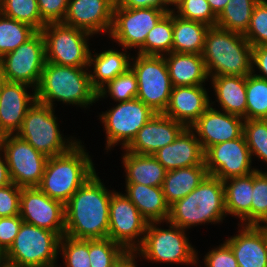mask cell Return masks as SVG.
Returning <instances> with one entry per match:
<instances>
[{
  "label": "cell",
  "mask_w": 267,
  "mask_h": 267,
  "mask_svg": "<svg viewBox=\"0 0 267 267\" xmlns=\"http://www.w3.org/2000/svg\"><path fill=\"white\" fill-rule=\"evenodd\" d=\"M208 175L205 165L167 171L162 184L166 203L171 206L191 193Z\"/></svg>",
  "instance_id": "obj_30"
},
{
  "label": "cell",
  "mask_w": 267,
  "mask_h": 267,
  "mask_svg": "<svg viewBox=\"0 0 267 267\" xmlns=\"http://www.w3.org/2000/svg\"><path fill=\"white\" fill-rule=\"evenodd\" d=\"M0 13L41 31L46 23L40 16L37 0H0Z\"/></svg>",
  "instance_id": "obj_36"
},
{
  "label": "cell",
  "mask_w": 267,
  "mask_h": 267,
  "mask_svg": "<svg viewBox=\"0 0 267 267\" xmlns=\"http://www.w3.org/2000/svg\"><path fill=\"white\" fill-rule=\"evenodd\" d=\"M169 229H161L149 222L142 245L136 250L142 257L155 262L198 264L197 253L185 235V229L167 221ZM197 260V261H196Z\"/></svg>",
  "instance_id": "obj_8"
},
{
  "label": "cell",
  "mask_w": 267,
  "mask_h": 267,
  "mask_svg": "<svg viewBox=\"0 0 267 267\" xmlns=\"http://www.w3.org/2000/svg\"><path fill=\"white\" fill-rule=\"evenodd\" d=\"M267 224V172H253L251 225Z\"/></svg>",
  "instance_id": "obj_42"
},
{
  "label": "cell",
  "mask_w": 267,
  "mask_h": 267,
  "mask_svg": "<svg viewBox=\"0 0 267 267\" xmlns=\"http://www.w3.org/2000/svg\"><path fill=\"white\" fill-rule=\"evenodd\" d=\"M97 93V101L99 98H104L105 95L107 96V93L116 102L132 100L136 98L138 93L137 76L133 70L129 68L124 74L118 75L116 78L109 81Z\"/></svg>",
  "instance_id": "obj_38"
},
{
  "label": "cell",
  "mask_w": 267,
  "mask_h": 267,
  "mask_svg": "<svg viewBox=\"0 0 267 267\" xmlns=\"http://www.w3.org/2000/svg\"><path fill=\"white\" fill-rule=\"evenodd\" d=\"M210 26L179 17L173 10V45L177 53L202 54L205 35Z\"/></svg>",
  "instance_id": "obj_32"
},
{
  "label": "cell",
  "mask_w": 267,
  "mask_h": 267,
  "mask_svg": "<svg viewBox=\"0 0 267 267\" xmlns=\"http://www.w3.org/2000/svg\"><path fill=\"white\" fill-rule=\"evenodd\" d=\"M168 56V57H167ZM173 87L203 85L208 80L202 54L171 52L164 55Z\"/></svg>",
  "instance_id": "obj_25"
},
{
  "label": "cell",
  "mask_w": 267,
  "mask_h": 267,
  "mask_svg": "<svg viewBox=\"0 0 267 267\" xmlns=\"http://www.w3.org/2000/svg\"><path fill=\"white\" fill-rule=\"evenodd\" d=\"M244 118L215 110L212 105L190 127L197 134L203 151L243 134Z\"/></svg>",
  "instance_id": "obj_19"
},
{
  "label": "cell",
  "mask_w": 267,
  "mask_h": 267,
  "mask_svg": "<svg viewBox=\"0 0 267 267\" xmlns=\"http://www.w3.org/2000/svg\"><path fill=\"white\" fill-rule=\"evenodd\" d=\"M115 0H69L62 23L93 35L110 33Z\"/></svg>",
  "instance_id": "obj_18"
},
{
  "label": "cell",
  "mask_w": 267,
  "mask_h": 267,
  "mask_svg": "<svg viewBox=\"0 0 267 267\" xmlns=\"http://www.w3.org/2000/svg\"><path fill=\"white\" fill-rule=\"evenodd\" d=\"M147 226L148 221L127 196L113 191L109 207L108 238L126 251H136L143 243L142 235H145Z\"/></svg>",
  "instance_id": "obj_14"
},
{
  "label": "cell",
  "mask_w": 267,
  "mask_h": 267,
  "mask_svg": "<svg viewBox=\"0 0 267 267\" xmlns=\"http://www.w3.org/2000/svg\"><path fill=\"white\" fill-rule=\"evenodd\" d=\"M211 104L203 85L173 87L163 114L190 128Z\"/></svg>",
  "instance_id": "obj_22"
},
{
  "label": "cell",
  "mask_w": 267,
  "mask_h": 267,
  "mask_svg": "<svg viewBox=\"0 0 267 267\" xmlns=\"http://www.w3.org/2000/svg\"><path fill=\"white\" fill-rule=\"evenodd\" d=\"M60 238L56 232L22 222L5 258L24 267H57Z\"/></svg>",
  "instance_id": "obj_7"
},
{
  "label": "cell",
  "mask_w": 267,
  "mask_h": 267,
  "mask_svg": "<svg viewBox=\"0 0 267 267\" xmlns=\"http://www.w3.org/2000/svg\"><path fill=\"white\" fill-rule=\"evenodd\" d=\"M153 156L167 171L204 164V151L195 132L185 128L179 136Z\"/></svg>",
  "instance_id": "obj_24"
},
{
  "label": "cell",
  "mask_w": 267,
  "mask_h": 267,
  "mask_svg": "<svg viewBox=\"0 0 267 267\" xmlns=\"http://www.w3.org/2000/svg\"><path fill=\"white\" fill-rule=\"evenodd\" d=\"M155 114L138 98L119 102L115 108L105 111L100 118L106 131V149L110 150L118 142L125 149Z\"/></svg>",
  "instance_id": "obj_11"
},
{
  "label": "cell",
  "mask_w": 267,
  "mask_h": 267,
  "mask_svg": "<svg viewBox=\"0 0 267 267\" xmlns=\"http://www.w3.org/2000/svg\"><path fill=\"white\" fill-rule=\"evenodd\" d=\"M58 126L53 108L36 101L28 109L17 135L49 158L66 153L78 143L62 137Z\"/></svg>",
  "instance_id": "obj_6"
},
{
  "label": "cell",
  "mask_w": 267,
  "mask_h": 267,
  "mask_svg": "<svg viewBox=\"0 0 267 267\" xmlns=\"http://www.w3.org/2000/svg\"><path fill=\"white\" fill-rule=\"evenodd\" d=\"M4 82H5L4 70H3V64H2V61L0 58V89H1Z\"/></svg>",
  "instance_id": "obj_55"
},
{
  "label": "cell",
  "mask_w": 267,
  "mask_h": 267,
  "mask_svg": "<svg viewBox=\"0 0 267 267\" xmlns=\"http://www.w3.org/2000/svg\"><path fill=\"white\" fill-rule=\"evenodd\" d=\"M243 135L251 157L257 155L267 163V119L244 120Z\"/></svg>",
  "instance_id": "obj_40"
},
{
  "label": "cell",
  "mask_w": 267,
  "mask_h": 267,
  "mask_svg": "<svg viewBox=\"0 0 267 267\" xmlns=\"http://www.w3.org/2000/svg\"><path fill=\"white\" fill-rule=\"evenodd\" d=\"M125 152L122 163L125 167L126 183L162 187L167 170L153 155Z\"/></svg>",
  "instance_id": "obj_28"
},
{
  "label": "cell",
  "mask_w": 267,
  "mask_h": 267,
  "mask_svg": "<svg viewBox=\"0 0 267 267\" xmlns=\"http://www.w3.org/2000/svg\"><path fill=\"white\" fill-rule=\"evenodd\" d=\"M258 1L229 0L217 16L215 26L244 35L249 28L254 7Z\"/></svg>",
  "instance_id": "obj_33"
},
{
  "label": "cell",
  "mask_w": 267,
  "mask_h": 267,
  "mask_svg": "<svg viewBox=\"0 0 267 267\" xmlns=\"http://www.w3.org/2000/svg\"><path fill=\"white\" fill-rule=\"evenodd\" d=\"M80 142L66 153L48 158L43 177L37 186L51 199L64 205L96 173L90 156Z\"/></svg>",
  "instance_id": "obj_4"
},
{
  "label": "cell",
  "mask_w": 267,
  "mask_h": 267,
  "mask_svg": "<svg viewBox=\"0 0 267 267\" xmlns=\"http://www.w3.org/2000/svg\"><path fill=\"white\" fill-rule=\"evenodd\" d=\"M137 254V251H125L115 262L114 267H136L135 258Z\"/></svg>",
  "instance_id": "obj_51"
},
{
  "label": "cell",
  "mask_w": 267,
  "mask_h": 267,
  "mask_svg": "<svg viewBox=\"0 0 267 267\" xmlns=\"http://www.w3.org/2000/svg\"><path fill=\"white\" fill-rule=\"evenodd\" d=\"M125 251L110 238L89 240L90 267H114Z\"/></svg>",
  "instance_id": "obj_39"
},
{
  "label": "cell",
  "mask_w": 267,
  "mask_h": 267,
  "mask_svg": "<svg viewBox=\"0 0 267 267\" xmlns=\"http://www.w3.org/2000/svg\"><path fill=\"white\" fill-rule=\"evenodd\" d=\"M5 258V252L0 247V260Z\"/></svg>",
  "instance_id": "obj_58"
},
{
  "label": "cell",
  "mask_w": 267,
  "mask_h": 267,
  "mask_svg": "<svg viewBox=\"0 0 267 267\" xmlns=\"http://www.w3.org/2000/svg\"><path fill=\"white\" fill-rule=\"evenodd\" d=\"M66 267H90L89 240L63 235L59 242Z\"/></svg>",
  "instance_id": "obj_41"
},
{
  "label": "cell",
  "mask_w": 267,
  "mask_h": 267,
  "mask_svg": "<svg viewBox=\"0 0 267 267\" xmlns=\"http://www.w3.org/2000/svg\"><path fill=\"white\" fill-rule=\"evenodd\" d=\"M137 55L130 64L138 81L136 98L155 113H164L173 89L164 56Z\"/></svg>",
  "instance_id": "obj_10"
},
{
  "label": "cell",
  "mask_w": 267,
  "mask_h": 267,
  "mask_svg": "<svg viewBox=\"0 0 267 267\" xmlns=\"http://www.w3.org/2000/svg\"><path fill=\"white\" fill-rule=\"evenodd\" d=\"M88 67L61 66L46 61L36 88V100L53 108L54 101L87 107L97 101Z\"/></svg>",
  "instance_id": "obj_3"
},
{
  "label": "cell",
  "mask_w": 267,
  "mask_h": 267,
  "mask_svg": "<svg viewBox=\"0 0 267 267\" xmlns=\"http://www.w3.org/2000/svg\"><path fill=\"white\" fill-rule=\"evenodd\" d=\"M206 267H239L231 247L224 242L209 251L204 258Z\"/></svg>",
  "instance_id": "obj_47"
},
{
  "label": "cell",
  "mask_w": 267,
  "mask_h": 267,
  "mask_svg": "<svg viewBox=\"0 0 267 267\" xmlns=\"http://www.w3.org/2000/svg\"><path fill=\"white\" fill-rule=\"evenodd\" d=\"M175 7L176 15L183 19L198 21L210 27L216 25L217 16L207 0H182Z\"/></svg>",
  "instance_id": "obj_43"
},
{
  "label": "cell",
  "mask_w": 267,
  "mask_h": 267,
  "mask_svg": "<svg viewBox=\"0 0 267 267\" xmlns=\"http://www.w3.org/2000/svg\"><path fill=\"white\" fill-rule=\"evenodd\" d=\"M0 156L2 157L1 153ZM1 157H0V188L12 183L5 156L3 155V158Z\"/></svg>",
  "instance_id": "obj_52"
},
{
  "label": "cell",
  "mask_w": 267,
  "mask_h": 267,
  "mask_svg": "<svg viewBox=\"0 0 267 267\" xmlns=\"http://www.w3.org/2000/svg\"><path fill=\"white\" fill-rule=\"evenodd\" d=\"M171 9L124 8L114 6L113 22L109 33L112 40L126 50L140 48L150 30Z\"/></svg>",
  "instance_id": "obj_15"
},
{
  "label": "cell",
  "mask_w": 267,
  "mask_h": 267,
  "mask_svg": "<svg viewBox=\"0 0 267 267\" xmlns=\"http://www.w3.org/2000/svg\"><path fill=\"white\" fill-rule=\"evenodd\" d=\"M118 50L109 49L102 53L90 52L89 67L93 64V73L89 74L92 87L98 92L109 81L124 74L130 68V56Z\"/></svg>",
  "instance_id": "obj_31"
},
{
  "label": "cell",
  "mask_w": 267,
  "mask_h": 267,
  "mask_svg": "<svg viewBox=\"0 0 267 267\" xmlns=\"http://www.w3.org/2000/svg\"><path fill=\"white\" fill-rule=\"evenodd\" d=\"M247 120L267 119V80L253 74L246 77Z\"/></svg>",
  "instance_id": "obj_37"
},
{
  "label": "cell",
  "mask_w": 267,
  "mask_h": 267,
  "mask_svg": "<svg viewBox=\"0 0 267 267\" xmlns=\"http://www.w3.org/2000/svg\"><path fill=\"white\" fill-rule=\"evenodd\" d=\"M202 57L209 77L255 73L253 48L244 35L217 26L206 32Z\"/></svg>",
  "instance_id": "obj_2"
},
{
  "label": "cell",
  "mask_w": 267,
  "mask_h": 267,
  "mask_svg": "<svg viewBox=\"0 0 267 267\" xmlns=\"http://www.w3.org/2000/svg\"><path fill=\"white\" fill-rule=\"evenodd\" d=\"M2 152L12 183L19 187H37L40 184L47 156L35 150L17 134L5 135Z\"/></svg>",
  "instance_id": "obj_13"
},
{
  "label": "cell",
  "mask_w": 267,
  "mask_h": 267,
  "mask_svg": "<svg viewBox=\"0 0 267 267\" xmlns=\"http://www.w3.org/2000/svg\"><path fill=\"white\" fill-rule=\"evenodd\" d=\"M19 215L23 222L65 234V205L38 187H21Z\"/></svg>",
  "instance_id": "obj_17"
},
{
  "label": "cell",
  "mask_w": 267,
  "mask_h": 267,
  "mask_svg": "<svg viewBox=\"0 0 267 267\" xmlns=\"http://www.w3.org/2000/svg\"><path fill=\"white\" fill-rule=\"evenodd\" d=\"M5 134L0 130V152L3 148V141H4Z\"/></svg>",
  "instance_id": "obj_57"
},
{
  "label": "cell",
  "mask_w": 267,
  "mask_h": 267,
  "mask_svg": "<svg viewBox=\"0 0 267 267\" xmlns=\"http://www.w3.org/2000/svg\"><path fill=\"white\" fill-rule=\"evenodd\" d=\"M239 234L225 242L231 247L239 267H267L266 225H244Z\"/></svg>",
  "instance_id": "obj_23"
},
{
  "label": "cell",
  "mask_w": 267,
  "mask_h": 267,
  "mask_svg": "<svg viewBox=\"0 0 267 267\" xmlns=\"http://www.w3.org/2000/svg\"><path fill=\"white\" fill-rule=\"evenodd\" d=\"M69 0H37L40 16L48 23L63 22Z\"/></svg>",
  "instance_id": "obj_46"
},
{
  "label": "cell",
  "mask_w": 267,
  "mask_h": 267,
  "mask_svg": "<svg viewBox=\"0 0 267 267\" xmlns=\"http://www.w3.org/2000/svg\"><path fill=\"white\" fill-rule=\"evenodd\" d=\"M37 30L31 25L0 13V58L29 40Z\"/></svg>",
  "instance_id": "obj_35"
},
{
  "label": "cell",
  "mask_w": 267,
  "mask_h": 267,
  "mask_svg": "<svg viewBox=\"0 0 267 267\" xmlns=\"http://www.w3.org/2000/svg\"><path fill=\"white\" fill-rule=\"evenodd\" d=\"M41 33L45 40L46 61L61 66L89 67L90 50L86 31L62 22L46 24Z\"/></svg>",
  "instance_id": "obj_9"
},
{
  "label": "cell",
  "mask_w": 267,
  "mask_h": 267,
  "mask_svg": "<svg viewBox=\"0 0 267 267\" xmlns=\"http://www.w3.org/2000/svg\"><path fill=\"white\" fill-rule=\"evenodd\" d=\"M186 127L163 113H156L138 132L126 151L153 155L171 144Z\"/></svg>",
  "instance_id": "obj_20"
},
{
  "label": "cell",
  "mask_w": 267,
  "mask_h": 267,
  "mask_svg": "<svg viewBox=\"0 0 267 267\" xmlns=\"http://www.w3.org/2000/svg\"><path fill=\"white\" fill-rule=\"evenodd\" d=\"M23 83L5 81L0 89V130L5 135L17 134L28 109L37 101L36 91L28 94Z\"/></svg>",
  "instance_id": "obj_21"
},
{
  "label": "cell",
  "mask_w": 267,
  "mask_h": 267,
  "mask_svg": "<svg viewBox=\"0 0 267 267\" xmlns=\"http://www.w3.org/2000/svg\"><path fill=\"white\" fill-rule=\"evenodd\" d=\"M173 9L166 13L150 30L145 43L138 49L140 55L164 56L172 52Z\"/></svg>",
  "instance_id": "obj_34"
},
{
  "label": "cell",
  "mask_w": 267,
  "mask_h": 267,
  "mask_svg": "<svg viewBox=\"0 0 267 267\" xmlns=\"http://www.w3.org/2000/svg\"><path fill=\"white\" fill-rule=\"evenodd\" d=\"M244 37L252 47L267 45V1L259 0L254 7L250 25Z\"/></svg>",
  "instance_id": "obj_44"
},
{
  "label": "cell",
  "mask_w": 267,
  "mask_h": 267,
  "mask_svg": "<svg viewBox=\"0 0 267 267\" xmlns=\"http://www.w3.org/2000/svg\"><path fill=\"white\" fill-rule=\"evenodd\" d=\"M251 163L252 157L243 134L239 138L216 144L204 151V164L208 175L222 181L256 171L257 169H251Z\"/></svg>",
  "instance_id": "obj_16"
},
{
  "label": "cell",
  "mask_w": 267,
  "mask_h": 267,
  "mask_svg": "<svg viewBox=\"0 0 267 267\" xmlns=\"http://www.w3.org/2000/svg\"><path fill=\"white\" fill-rule=\"evenodd\" d=\"M226 215L223 181L207 175L191 193L170 206L167 221L186 230L193 225L222 222Z\"/></svg>",
  "instance_id": "obj_5"
},
{
  "label": "cell",
  "mask_w": 267,
  "mask_h": 267,
  "mask_svg": "<svg viewBox=\"0 0 267 267\" xmlns=\"http://www.w3.org/2000/svg\"><path fill=\"white\" fill-rule=\"evenodd\" d=\"M166 1V4L167 6H171V5H174L176 6L179 2H181L182 0H165Z\"/></svg>",
  "instance_id": "obj_56"
},
{
  "label": "cell",
  "mask_w": 267,
  "mask_h": 267,
  "mask_svg": "<svg viewBox=\"0 0 267 267\" xmlns=\"http://www.w3.org/2000/svg\"><path fill=\"white\" fill-rule=\"evenodd\" d=\"M115 6L124 8L169 9L165 0H115Z\"/></svg>",
  "instance_id": "obj_49"
},
{
  "label": "cell",
  "mask_w": 267,
  "mask_h": 267,
  "mask_svg": "<svg viewBox=\"0 0 267 267\" xmlns=\"http://www.w3.org/2000/svg\"><path fill=\"white\" fill-rule=\"evenodd\" d=\"M210 79L222 111L247 120L246 77L226 75Z\"/></svg>",
  "instance_id": "obj_27"
},
{
  "label": "cell",
  "mask_w": 267,
  "mask_h": 267,
  "mask_svg": "<svg viewBox=\"0 0 267 267\" xmlns=\"http://www.w3.org/2000/svg\"><path fill=\"white\" fill-rule=\"evenodd\" d=\"M213 13L218 16L229 0H207Z\"/></svg>",
  "instance_id": "obj_53"
},
{
  "label": "cell",
  "mask_w": 267,
  "mask_h": 267,
  "mask_svg": "<svg viewBox=\"0 0 267 267\" xmlns=\"http://www.w3.org/2000/svg\"><path fill=\"white\" fill-rule=\"evenodd\" d=\"M223 186L227 214L237 216L244 225H251L253 172L246 176L226 179Z\"/></svg>",
  "instance_id": "obj_29"
},
{
  "label": "cell",
  "mask_w": 267,
  "mask_h": 267,
  "mask_svg": "<svg viewBox=\"0 0 267 267\" xmlns=\"http://www.w3.org/2000/svg\"><path fill=\"white\" fill-rule=\"evenodd\" d=\"M126 196L149 222H167L170 206L166 203L162 187L126 183Z\"/></svg>",
  "instance_id": "obj_26"
},
{
  "label": "cell",
  "mask_w": 267,
  "mask_h": 267,
  "mask_svg": "<svg viewBox=\"0 0 267 267\" xmlns=\"http://www.w3.org/2000/svg\"><path fill=\"white\" fill-rule=\"evenodd\" d=\"M0 267H24L6 258L0 260Z\"/></svg>",
  "instance_id": "obj_54"
},
{
  "label": "cell",
  "mask_w": 267,
  "mask_h": 267,
  "mask_svg": "<svg viewBox=\"0 0 267 267\" xmlns=\"http://www.w3.org/2000/svg\"><path fill=\"white\" fill-rule=\"evenodd\" d=\"M253 48L252 65L259 69L261 74H254L267 80V45L255 46ZM255 65V66H254Z\"/></svg>",
  "instance_id": "obj_50"
},
{
  "label": "cell",
  "mask_w": 267,
  "mask_h": 267,
  "mask_svg": "<svg viewBox=\"0 0 267 267\" xmlns=\"http://www.w3.org/2000/svg\"><path fill=\"white\" fill-rule=\"evenodd\" d=\"M111 190L95 173L65 204V234L76 239H105L109 232Z\"/></svg>",
  "instance_id": "obj_1"
},
{
  "label": "cell",
  "mask_w": 267,
  "mask_h": 267,
  "mask_svg": "<svg viewBox=\"0 0 267 267\" xmlns=\"http://www.w3.org/2000/svg\"><path fill=\"white\" fill-rule=\"evenodd\" d=\"M1 61L5 81L27 84L36 91L46 63L45 40L41 31L3 55Z\"/></svg>",
  "instance_id": "obj_12"
},
{
  "label": "cell",
  "mask_w": 267,
  "mask_h": 267,
  "mask_svg": "<svg viewBox=\"0 0 267 267\" xmlns=\"http://www.w3.org/2000/svg\"><path fill=\"white\" fill-rule=\"evenodd\" d=\"M22 222L20 215L0 217V247L4 252L12 245Z\"/></svg>",
  "instance_id": "obj_48"
},
{
  "label": "cell",
  "mask_w": 267,
  "mask_h": 267,
  "mask_svg": "<svg viewBox=\"0 0 267 267\" xmlns=\"http://www.w3.org/2000/svg\"><path fill=\"white\" fill-rule=\"evenodd\" d=\"M21 187L14 183L0 188V217L19 215Z\"/></svg>",
  "instance_id": "obj_45"
}]
</instances>
